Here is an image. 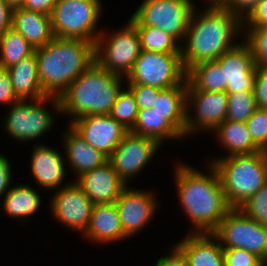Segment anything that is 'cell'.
I'll list each match as a JSON object with an SVG mask.
<instances>
[{
	"label": "cell",
	"mask_w": 267,
	"mask_h": 266,
	"mask_svg": "<svg viewBox=\"0 0 267 266\" xmlns=\"http://www.w3.org/2000/svg\"><path fill=\"white\" fill-rule=\"evenodd\" d=\"M209 5L203 14L199 13L198 16L194 10L191 16L185 37L186 47H181L182 64L186 72L195 64L216 61L238 45L231 41L242 30L243 20L224 4Z\"/></svg>",
	"instance_id": "1"
},
{
	"label": "cell",
	"mask_w": 267,
	"mask_h": 266,
	"mask_svg": "<svg viewBox=\"0 0 267 266\" xmlns=\"http://www.w3.org/2000/svg\"><path fill=\"white\" fill-rule=\"evenodd\" d=\"M209 165L210 175L189 168L187 164L178 165L175 172L179 200L194 223L195 233H212L232 209L216 169Z\"/></svg>",
	"instance_id": "2"
},
{
	"label": "cell",
	"mask_w": 267,
	"mask_h": 266,
	"mask_svg": "<svg viewBox=\"0 0 267 266\" xmlns=\"http://www.w3.org/2000/svg\"><path fill=\"white\" fill-rule=\"evenodd\" d=\"M34 53L44 94L59 98L95 62V43L54 37Z\"/></svg>",
	"instance_id": "3"
},
{
	"label": "cell",
	"mask_w": 267,
	"mask_h": 266,
	"mask_svg": "<svg viewBox=\"0 0 267 266\" xmlns=\"http://www.w3.org/2000/svg\"><path fill=\"white\" fill-rule=\"evenodd\" d=\"M122 78L95 61L59 97L61 113L71 114L72 121L87 115H109L122 89Z\"/></svg>",
	"instance_id": "4"
},
{
	"label": "cell",
	"mask_w": 267,
	"mask_h": 266,
	"mask_svg": "<svg viewBox=\"0 0 267 266\" xmlns=\"http://www.w3.org/2000/svg\"><path fill=\"white\" fill-rule=\"evenodd\" d=\"M216 169L225 198L231 208H239L267 182V151L217 158Z\"/></svg>",
	"instance_id": "5"
},
{
	"label": "cell",
	"mask_w": 267,
	"mask_h": 266,
	"mask_svg": "<svg viewBox=\"0 0 267 266\" xmlns=\"http://www.w3.org/2000/svg\"><path fill=\"white\" fill-rule=\"evenodd\" d=\"M101 5L100 0H58L50 15L54 37L96 43Z\"/></svg>",
	"instance_id": "6"
},
{
	"label": "cell",
	"mask_w": 267,
	"mask_h": 266,
	"mask_svg": "<svg viewBox=\"0 0 267 266\" xmlns=\"http://www.w3.org/2000/svg\"><path fill=\"white\" fill-rule=\"evenodd\" d=\"M128 22L123 29L107 38V34L104 38V32L101 33L95 43V61L109 72L125 77L133 69L142 50L136 25L130 19Z\"/></svg>",
	"instance_id": "7"
},
{
	"label": "cell",
	"mask_w": 267,
	"mask_h": 266,
	"mask_svg": "<svg viewBox=\"0 0 267 266\" xmlns=\"http://www.w3.org/2000/svg\"><path fill=\"white\" fill-rule=\"evenodd\" d=\"M186 74L181 54L141 50L126 79L128 85H148L167 89L180 85L186 79Z\"/></svg>",
	"instance_id": "8"
},
{
	"label": "cell",
	"mask_w": 267,
	"mask_h": 266,
	"mask_svg": "<svg viewBox=\"0 0 267 266\" xmlns=\"http://www.w3.org/2000/svg\"><path fill=\"white\" fill-rule=\"evenodd\" d=\"M194 12L192 0H144L130 17L136 26H154L177 41L186 37Z\"/></svg>",
	"instance_id": "9"
},
{
	"label": "cell",
	"mask_w": 267,
	"mask_h": 266,
	"mask_svg": "<svg viewBox=\"0 0 267 266\" xmlns=\"http://www.w3.org/2000/svg\"><path fill=\"white\" fill-rule=\"evenodd\" d=\"M212 234L223 249L242 248L267 261V226L250 219L238 208H232Z\"/></svg>",
	"instance_id": "10"
},
{
	"label": "cell",
	"mask_w": 267,
	"mask_h": 266,
	"mask_svg": "<svg viewBox=\"0 0 267 266\" xmlns=\"http://www.w3.org/2000/svg\"><path fill=\"white\" fill-rule=\"evenodd\" d=\"M53 101L54 107L61 112L59 98L46 96L35 100V103H25V100H19L7 114L5 129L18 140H33L40 137L53 126V115L43 105L46 101Z\"/></svg>",
	"instance_id": "11"
},
{
	"label": "cell",
	"mask_w": 267,
	"mask_h": 266,
	"mask_svg": "<svg viewBox=\"0 0 267 266\" xmlns=\"http://www.w3.org/2000/svg\"><path fill=\"white\" fill-rule=\"evenodd\" d=\"M196 107V117L189 115V105ZM228 108V94L221 91H202L197 90L187 80L186 93V125L185 135L194 133L198 128L214 130L226 120Z\"/></svg>",
	"instance_id": "12"
},
{
	"label": "cell",
	"mask_w": 267,
	"mask_h": 266,
	"mask_svg": "<svg viewBox=\"0 0 267 266\" xmlns=\"http://www.w3.org/2000/svg\"><path fill=\"white\" fill-rule=\"evenodd\" d=\"M161 144L150 137L128 132L120 144L114 149L109 161L115 172L126 181L135 176L156 153Z\"/></svg>",
	"instance_id": "13"
},
{
	"label": "cell",
	"mask_w": 267,
	"mask_h": 266,
	"mask_svg": "<svg viewBox=\"0 0 267 266\" xmlns=\"http://www.w3.org/2000/svg\"><path fill=\"white\" fill-rule=\"evenodd\" d=\"M81 138L108 158L129 132L109 115H87L72 121L70 126Z\"/></svg>",
	"instance_id": "14"
},
{
	"label": "cell",
	"mask_w": 267,
	"mask_h": 266,
	"mask_svg": "<svg viewBox=\"0 0 267 266\" xmlns=\"http://www.w3.org/2000/svg\"><path fill=\"white\" fill-rule=\"evenodd\" d=\"M225 76V92L253 91L257 65L247 43L238 44L216 60Z\"/></svg>",
	"instance_id": "15"
},
{
	"label": "cell",
	"mask_w": 267,
	"mask_h": 266,
	"mask_svg": "<svg viewBox=\"0 0 267 266\" xmlns=\"http://www.w3.org/2000/svg\"><path fill=\"white\" fill-rule=\"evenodd\" d=\"M93 205L75 182L64 185L51 200L54 216L67 227L83 233L88 227Z\"/></svg>",
	"instance_id": "16"
},
{
	"label": "cell",
	"mask_w": 267,
	"mask_h": 266,
	"mask_svg": "<svg viewBox=\"0 0 267 266\" xmlns=\"http://www.w3.org/2000/svg\"><path fill=\"white\" fill-rule=\"evenodd\" d=\"M75 183L93 204L115 203L127 186L109 160L78 176Z\"/></svg>",
	"instance_id": "17"
},
{
	"label": "cell",
	"mask_w": 267,
	"mask_h": 266,
	"mask_svg": "<svg viewBox=\"0 0 267 266\" xmlns=\"http://www.w3.org/2000/svg\"><path fill=\"white\" fill-rule=\"evenodd\" d=\"M115 204L124 234L130 237L141 228H145L154 215L157 201L151 193L126 186Z\"/></svg>",
	"instance_id": "18"
},
{
	"label": "cell",
	"mask_w": 267,
	"mask_h": 266,
	"mask_svg": "<svg viewBox=\"0 0 267 266\" xmlns=\"http://www.w3.org/2000/svg\"><path fill=\"white\" fill-rule=\"evenodd\" d=\"M177 246L186 255L188 266H225L223 248L212 233H189Z\"/></svg>",
	"instance_id": "19"
},
{
	"label": "cell",
	"mask_w": 267,
	"mask_h": 266,
	"mask_svg": "<svg viewBox=\"0 0 267 266\" xmlns=\"http://www.w3.org/2000/svg\"><path fill=\"white\" fill-rule=\"evenodd\" d=\"M84 234L92 241L103 243L126 238L116 204H94Z\"/></svg>",
	"instance_id": "20"
},
{
	"label": "cell",
	"mask_w": 267,
	"mask_h": 266,
	"mask_svg": "<svg viewBox=\"0 0 267 266\" xmlns=\"http://www.w3.org/2000/svg\"><path fill=\"white\" fill-rule=\"evenodd\" d=\"M12 28L20 33L34 49L46 45L54 38L50 15L22 7L12 12Z\"/></svg>",
	"instance_id": "21"
},
{
	"label": "cell",
	"mask_w": 267,
	"mask_h": 266,
	"mask_svg": "<svg viewBox=\"0 0 267 266\" xmlns=\"http://www.w3.org/2000/svg\"><path fill=\"white\" fill-rule=\"evenodd\" d=\"M31 158L32 175L45 188H56L65 177L63 157L55 149L36 146Z\"/></svg>",
	"instance_id": "22"
},
{
	"label": "cell",
	"mask_w": 267,
	"mask_h": 266,
	"mask_svg": "<svg viewBox=\"0 0 267 266\" xmlns=\"http://www.w3.org/2000/svg\"><path fill=\"white\" fill-rule=\"evenodd\" d=\"M69 129L64 136L65 153L72 170L77 173V177L109 160L106 155L88 144L71 127Z\"/></svg>",
	"instance_id": "23"
},
{
	"label": "cell",
	"mask_w": 267,
	"mask_h": 266,
	"mask_svg": "<svg viewBox=\"0 0 267 266\" xmlns=\"http://www.w3.org/2000/svg\"><path fill=\"white\" fill-rule=\"evenodd\" d=\"M16 96L20 100H39L46 95L40 84L35 53L7 68Z\"/></svg>",
	"instance_id": "24"
},
{
	"label": "cell",
	"mask_w": 267,
	"mask_h": 266,
	"mask_svg": "<svg viewBox=\"0 0 267 266\" xmlns=\"http://www.w3.org/2000/svg\"><path fill=\"white\" fill-rule=\"evenodd\" d=\"M187 78L178 86L162 89L153 108L167 114V120L185 136Z\"/></svg>",
	"instance_id": "25"
},
{
	"label": "cell",
	"mask_w": 267,
	"mask_h": 266,
	"mask_svg": "<svg viewBox=\"0 0 267 266\" xmlns=\"http://www.w3.org/2000/svg\"><path fill=\"white\" fill-rule=\"evenodd\" d=\"M217 137L222 146L228 150V156L252 154L262 151L254 142L246 122L225 120L216 129Z\"/></svg>",
	"instance_id": "26"
},
{
	"label": "cell",
	"mask_w": 267,
	"mask_h": 266,
	"mask_svg": "<svg viewBox=\"0 0 267 266\" xmlns=\"http://www.w3.org/2000/svg\"><path fill=\"white\" fill-rule=\"evenodd\" d=\"M130 132L153 138L160 144L162 140L184 137L168 120L167 114L159 113L154 108L138 110L136 122Z\"/></svg>",
	"instance_id": "27"
},
{
	"label": "cell",
	"mask_w": 267,
	"mask_h": 266,
	"mask_svg": "<svg viewBox=\"0 0 267 266\" xmlns=\"http://www.w3.org/2000/svg\"><path fill=\"white\" fill-rule=\"evenodd\" d=\"M40 196L32 187H11L4 197V209L10 217L25 218L35 214L41 205Z\"/></svg>",
	"instance_id": "28"
},
{
	"label": "cell",
	"mask_w": 267,
	"mask_h": 266,
	"mask_svg": "<svg viewBox=\"0 0 267 266\" xmlns=\"http://www.w3.org/2000/svg\"><path fill=\"white\" fill-rule=\"evenodd\" d=\"M186 78L197 90L225 92L224 71L217 61L195 64L187 71Z\"/></svg>",
	"instance_id": "29"
},
{
	"label": "cell",
	"mask_w": 267,
	"mask_h": 266,
	"mask_svg": "<svg viewBox=\"0 0 267 266\" xmlns=\"http://www.w3.org/2000/svg\"><path fill=\"white\" fill-rule=\"evenodd\" d=\"M0 68L7 69L34 53L31 44L13 28L0 36Z\"/></svg>",
	"instance_id": "30"
},
{
	"label": "cell",
	"mask_w": 267,
	"mask_h": 266,
	"mask_svg": "<svg viewBox=\"0 0 267 266\" xmlns=\"http://www.w3.org/2000/svg\"><path fill=\"white\" fill-rule=\"evenodd\" d=\"M140 37L141 49L149 52L181 54L177 40L164 30L154 26H136Z\"/></svg>",
	"instance_id": "31"
},
{
	"label": "cell",
	"mask_w": 267,
	"mask_h": 266,
	"mask_svg": "<svg viewBox=\"0 0 267 266\" xmlns=\"http://www.w3.org/2000/svg\"><path fill=\"white\" fill-rule=\"evenodd\" d=\"M138 115L136 99L132 91L121 89L112 106L109 116L129 131L133 128Z\"/></svg>",
	"instance_id": "32"
},
{
	"label": "cell",
	"mask_w": 267,
	"mask_h": 266,
	"mask_svg": "<svg viewBox=\"0 0 267 266\" xmlns=\"http://www.w3.org/2000/svg\"><path fill=\"white\" fill-rule=\"evenodd\" d=\"M256 108L253 91L228 93L226 120L246 122Z\"/></svg>",
	"instance_id": "33"
},
{
	"label": "cell",
	"mask_w": 267,
	"mask_h": 266,
	"mask_svg": "<svg viewBox=\"0 0 267 266\" xmlns=\"http://www.w3.org/2000/svg\"><path fill=\"white\" fill-rule=\"evenodd\" d=\"M238 209L255 222L267 226V182Z\"/></svg>",
	"instance_id": "34"
},
{
	"label": "cell",
	"mask_w": 267,
	"mask_h": 266,
	"mask_svg": "<svg viewBox=\"0 0 267 266\" xmlns=\"http://www.w3.org/2000/svg\"><path fill=\"white\" fill-rule=\"evenodd\" d=\"M245 41L251 48L258 67H267V26L248 28Z\"/></svg>",
	"instance_id": "35"
},
{
	"label": "cell",
	"mask_w": 267,
	"mask_h": 266,
	"mask_svg": "<svg viewBox=\"0 0 267 266\" xmlns=\"http://www.w3.org/2000/svg\"><path fill=\"white\" fill-rule=\"evenodd\" d=\"M246 125L254 142L267 151V109L257 107L247 119Z\"/></svg>",
	"instance_id": "36"
},
{
	"label": "cell",
	"mask_w": 267,
	"mask_h": 266,
	"mask_svg": "<svg viewBox=\"0 0 267 266\" xmlns=\"http://www.w3.org/2000/svg\"><path fill=\"white\" fill-rule=\"evenodd\" d=\"M225 266H263L264 260L242 248L223 249Z\"/></svg>",
	"instance_id": "37"
},
{
	"label": "cell",
	"mask_w": 267,
	"mask_h": 266,
	"mask_svg": "<svg viewBox=\"0 0 267 266\" xmlns=\"http://www.w3.org/2000/svg\"><path fill=\"white\" fill-rule=\"evenodd\" d=\"M135 96L138 110L153 108L158 93L162 90L148 85H128Z\"/></svg>",
	"instance_id": "38"
},
{
	"label": "cell",
	"mask_w": 267,
	"mask_h": 266,
	"mask_svg": "<svg viewBox=\"0 0 267 266\" xmlns=\"http://www.w3.org/2000/svg\"><path fill=\"white\" fill-rule=\"evenodd\" d=\"M253 92L257 107L267 109V67L257 66Z\"/></svg>",
	"instance_id": "39"
},
{
	"label": "cell",
	"mask_w": 267,
	"mask_h": 266,
	"mask_svg": "<svg viewBox=\"0 0 267 266\" xmlns=\"http://www.w3.org/2000/svg\"><path fill=\"white\" fill-rule=\"evenodd\" d=\"M20 99L16 96L7 69L0 68V103L15 104Z\"/></svg>",
	"instance_id": "40"
},
{
	"label": "cell",
	"mask_w": 267,
	"mask_h": 266,
	"mask_svg": "<svg viewBox=\"0 0 267 266\" xmlns=\"http://www.w3.org/2000/svg\"><path fill=\"white\" fill-rule=\"evenodd\" d=\"M244 19L247 21L246 24L250 25L249 28L267 26V0H261L246 17H243V21Z\"/></svg>",
	"instance_id": "41"
},
{
	"label": "cell",
	"mask_w": 267,
	"mask_h": 266,
	"mask_svg": "<svg viewBox=\"0 0 267 266\" xmlns=\"http://www.w3.org/2000/svg\"><path fill=\"white\" fill-rule=\"evenodd\" d=\"M260 1L261 0H227L224 5L243 20V16L245 15L244 17H246ZM244 12L245 14H243Z\"/></svg>",
	"instance_id": "42"
},
{
	"label": "cell",
	"mask_w": 267,
	"mask_h": 266,
	"mask_svg": "<svg viewBox=\"0 0 267 266\" xmlns=\"http://www.w3.org/2000/svg\"><path fill=\"white\" fill-rule=\"evenodd\" d=\"M155 266H188V260L184 252L176 245L172 253L158 259Z\"/></svg>",
	"instance_id": "43"
},
{
	"label": "cell",
	"mask_w": 267,
	"mask_h": 266,
	"mask_svg": "<svg viewBox=\"0 0 267 266\" xmlns=\"http://www.w3.org/2000/svg\"><path fill=\"white\" fill-rule=\"evenodd\" d=\"M58 0H24L22 8L51 15Z\"/></svg>",
	"instance_id": "44"
},
{
	"label": "cell",
	"mask_w": 267,
	"mask_h": 266,
	"mask_svg": "<svg viewBox=\"0 0 267 266\" xmlns=\"http://www.w3.org/2000/svg\"><path fill=\"white\" fill-rule=\"evenodd\" d=\"M10 168L9 160L0 154V197H2V194H6L5 191H9L7 188L12 176Z\"/></svg>",
	"instance_id": "45"
},
{
	"label": "cell",
	"mask_w": 267,
	"mask_h": 266,
	"mask_svg": "<svg viewBox=\"0 0 267 266\" xmlns=\"http://www.w3.org/2000/svg\"><path fill=\"white\" fill-rule=\"evenodd\" d=\"M13 10L2 0H0V36L12 28Z\"/></svg>",
	"instance_id": "46"
},
{
	"label": "cell",
	"mask_w": 267,
	"mask_h": 266,
	"mask_svg": "<svg viewBox=\"0 0 267 266\" xmlns=\"http://www.w3.org/2000/svg\"><path fill=\"white\" fill-rule=\"evenodd\" d=\"M4 1L12 10L20 8L24 0H2Z\"/></svg>",
	"instance_id": "47"
},
{
	"label": "cell",
	"mask_w": 267,
	"mask_h": 266,
	"mask_svg": "<svg viewBox=\"0 0 267 266\" xmlns=\"http://www.w3.org/2000/svg\"><path fill=\"white\" fill-rule=\"evenodd\" d=\"M210 1L211 5L225 4L227 0H207Z\"/></svg>",
	"instance_id": "48"
},
{
	"label": "cell",
	"mask_w": 267,
	"mask_h": 266,
	"mask_svg": "<svg viewBox=\"0 0 267 266\" xmlns=\"http://www.w3.org/2000/svg\"><path fill=\"white\" fill-rule=\"evenodd\" d=\"M263 266H267V261L264 262Z\"/></svg>",
	"instance_id": "49"
}]
</instances>
